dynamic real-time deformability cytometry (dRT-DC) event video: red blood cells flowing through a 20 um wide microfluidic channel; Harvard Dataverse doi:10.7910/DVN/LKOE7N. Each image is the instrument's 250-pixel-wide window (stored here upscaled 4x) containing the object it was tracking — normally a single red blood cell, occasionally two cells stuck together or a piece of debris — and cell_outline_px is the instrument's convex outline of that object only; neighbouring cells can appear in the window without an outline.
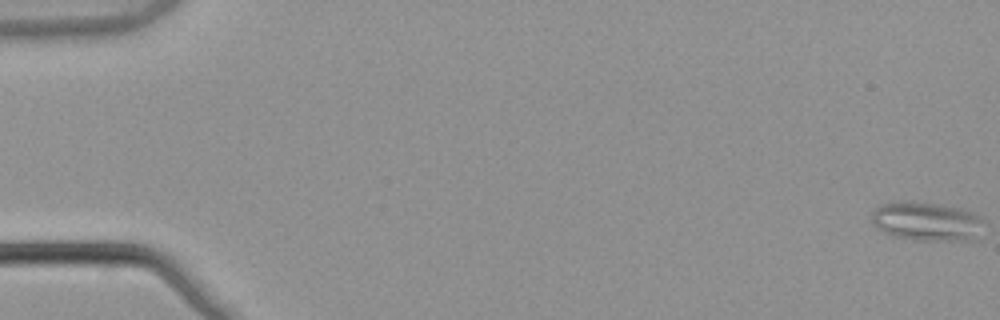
{"species": "common noctule bat (a hibernating species)", "species_latin": "Nyctalus noctula", "temperature_condition": "warm", "stored_images_in_passage": 55, "camera_frame_rate_fps": 3000, "um_per_image_px": 0.085, "animal": {"sex": "male", "body_mass_g": 21.5, "forearm_length_mm": 52.0}, "frame": {"image": 1, "passage_image": 1, "time_ms": 0.0, "image_size_px": [1000, 320], "cell_outline_px": [[980, 220], [976, 240], [916, 240], [892, 236], [884, 232], [872, 224], [872, 212], [880, 204], [900, 200], [916, 200], [940, 204], [960, 208], [972, 212], [980, 216]], "centroid_in_image_um": [78.69, 18.79], "position_along_channel_um": 6.3, "area_um2": 25.55}}
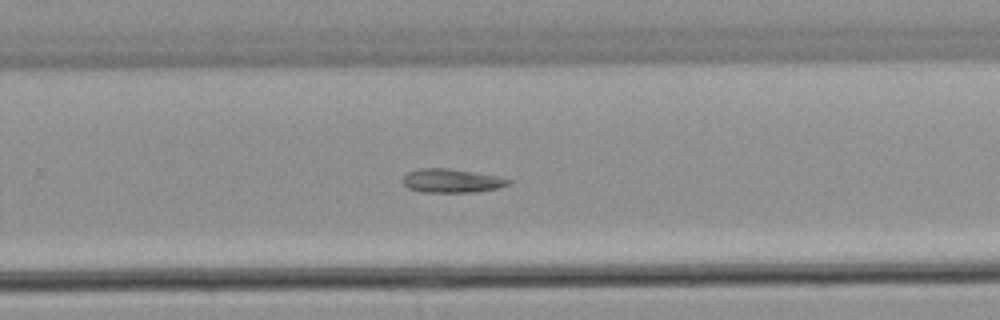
{"frame": {"image": 2, "passage_image": 37, "time_ms": 12.0, "image_size_px": [1000, 320], "cell_outline_px": [[512, 184], [500, 188], [472, 192], [420, 192], [408, 188], [404, 184], [404, 176], [408, 172], [416, 168], [448, 168], [500, 176], [512, 180]], "centroid_in_image_um": [38.44, 15.36], "position_along_channel_um": 291.4, "area_um2": 14.8}}
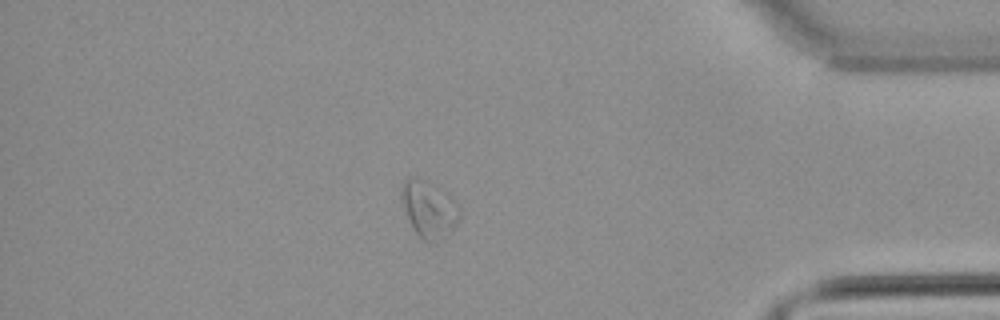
{"frame": {"image": 3, "passage_image": 48, "time_ms": 15.667, "image_size_px": [1000, 320], "cell_outline_px": [[460, 216], [448, 236], [444, 240], [436, 244], [428, 244], [416, 232], [408, 220], [400, 196], [400, 188], [404, 180], [408, 176], [416, 176], [444, 188], [460, 208]], "centroid_in_image_um": [36.46, 17.77], "position_along_channel_um": 398.7, "area_um2": 19.94}}